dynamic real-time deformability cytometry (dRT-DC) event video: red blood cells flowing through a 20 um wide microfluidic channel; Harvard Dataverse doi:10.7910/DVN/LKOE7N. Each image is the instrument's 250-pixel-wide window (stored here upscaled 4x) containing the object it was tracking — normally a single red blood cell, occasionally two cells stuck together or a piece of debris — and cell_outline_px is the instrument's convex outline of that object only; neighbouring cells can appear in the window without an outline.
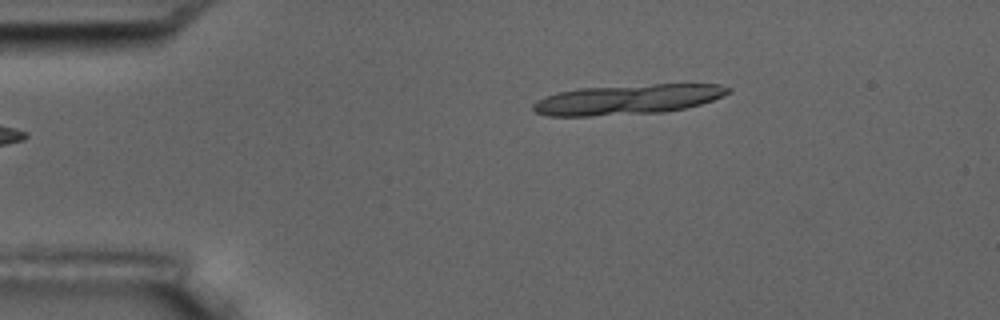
{"species": "common noctule bat (a hibernating species)", "species_latin": "Nyctalus noctula", "temperature_condition": "room temperature", "stored_images_in_passage": 6, "segment_of_instrument_passage": [2, 2], "camera_frame_rate_fps": 3000, "um_per_image_px": 0.085, "animal": {"sex": "male", "body_mass_g": 17.5, "forearm_length_mm": 52.3}, "frame": {"image": 1, "passage_image": 6, "time_ms": 5.667, "image_size_px": [1000, 320], "cell_outline_px": [[732, 92], [724, 96], [700, 104], [684, 108], [664, 112], [592, 116], [548, 116], [536, 112], [532, 108], [532, 104], [536, 100], [560, 92], [580, 88], [652, 84], [720, 84], [732, 88]], "centroid_in_image_um": [53.39, 8.45], "position_along_channel_um": 31.6, "area_um2": 34.1}}